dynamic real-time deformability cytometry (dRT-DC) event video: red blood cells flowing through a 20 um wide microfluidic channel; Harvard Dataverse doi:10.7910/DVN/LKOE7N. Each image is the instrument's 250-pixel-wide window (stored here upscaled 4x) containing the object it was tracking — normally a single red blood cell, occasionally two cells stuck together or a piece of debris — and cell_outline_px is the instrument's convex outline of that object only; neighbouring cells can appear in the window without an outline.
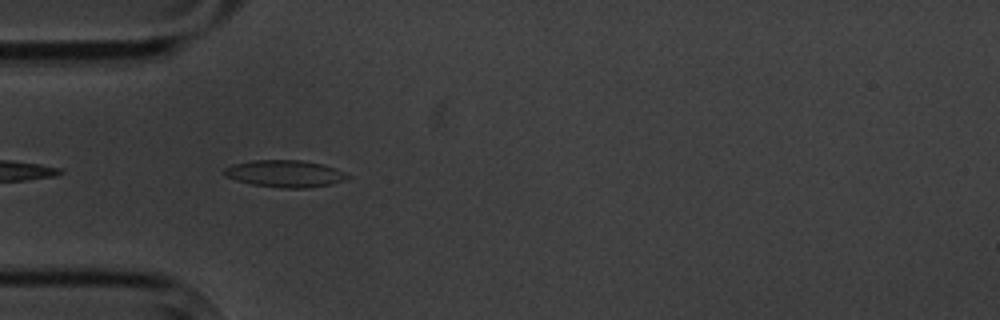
{"species": "common noctule bat (a hibernating species)", "species_latin": "Nyctalus noctula", "temperature_condition": "cold", "stored_images_in_passage": 14, "camera_frame_rate_fps": 3000, "um_per_image_px": 0.085, "animal": {"sex": "male", "body_mass_g": 20.1, "forearm_length_mm": 53.5}, "frame": {"image": 1, "passage_image": 4, "time_ms": 4.333, "image_size_px": [1000, 320], "cell_outline_px": [[352, 176], [344, 180], [332, 184], [308, 188], [280, 188], [252, 184], [236, 180], [224, 176], [220, 172], [224, 168], [232, 164], [252, 160], [300, 160], [320, 164], [336, 168]], "centroid_in_image_um": [24.18, 14.76], "position_along_channel_um": 60.8, "area_um2": 19.59}}
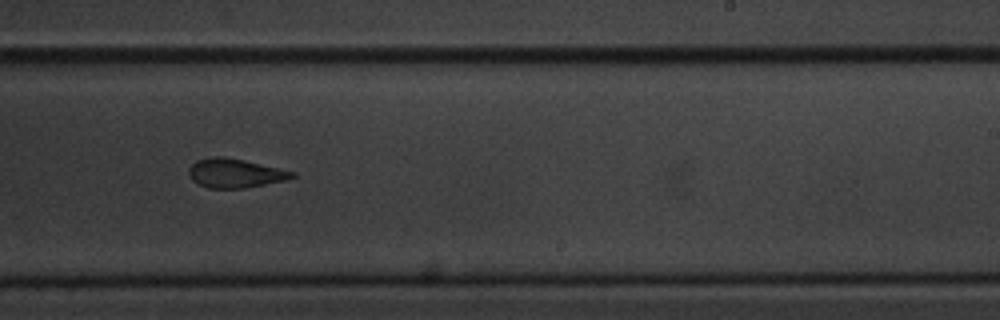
{"frame": {"image": 2, "passage_image": 9, "time_ms": 10.333, "image_size_px": [1000, 320], "cell_outline_px": [[296, 176], [288, 180], [244, 188], [208, 188], [192, 180], [188, 172], [188, 168], [196, 160], [212, 156], [224, 156], [244, 160], [296, 172]], "centroid_in_image_um": [19.99, 14.71], "position_along_channel_um": 269.0, "area_um2": 17.57}}
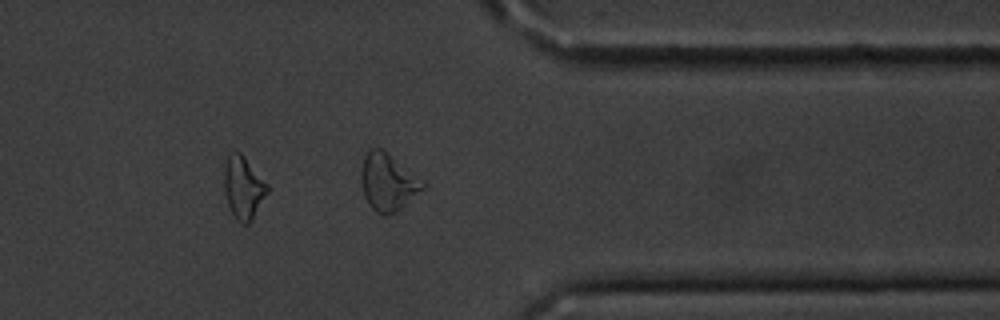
{"frame": {"image": 3, "passage_image": 12, "time_ms": 13.667, "image_size_px": [1000, 320], "cell_outline_px": [[268, 192], [252, 220], [248, 224], [244, 224], [236, 220], [228, 204], [224, 192], [224, 164], [228, 152], [240, 152], [244, 156], [268, 184]], "centroid_in_image_um": [20.67, 15.93], "position_along_channel_um": 390.7, "area_um2": 15.84}, "authors_computed_cell_mechanics": {"area_um2": 18.8428, "velocity_mm_per_s": 3.4903, "shape_relaxation_time_tau1_ms": 4.0634, "shape_relaxation_time_tau2_ms": 2.4478, "deformation_change_tau1": 0.108, "deformation_change_tau2": 0.062}}